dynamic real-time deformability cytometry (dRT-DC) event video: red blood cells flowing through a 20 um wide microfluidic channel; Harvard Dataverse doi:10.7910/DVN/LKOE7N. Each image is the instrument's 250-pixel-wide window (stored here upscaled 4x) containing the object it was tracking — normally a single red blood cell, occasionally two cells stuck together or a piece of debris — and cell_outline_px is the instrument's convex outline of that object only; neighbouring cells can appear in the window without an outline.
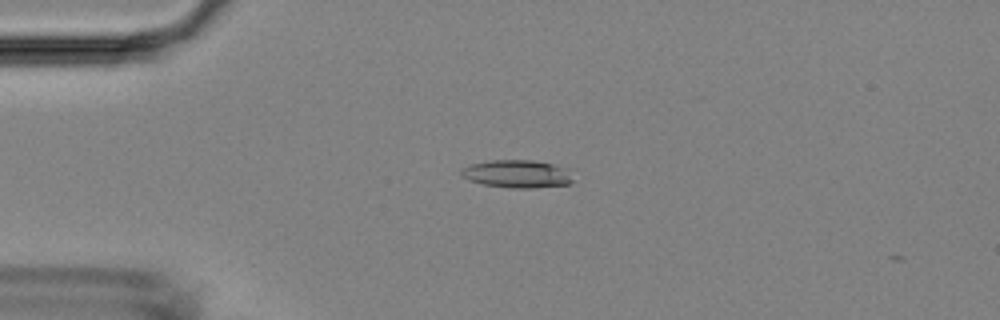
{"species": "Egyptian fruit bat (a non-hibernating species)", "species_latin": "Rousettus aegyptiacus", "temperature_condition": "room temperature", "stored_images_in_passage": 7, "camera_frame_rate_fps": 3000, "um_per_image_px": 0.085, "animal": {"sex": "female"}, "frame": {"image": 1, "passage_image": 4, "time_ms": 3.333, "image_size_px": [1000, 320], "cell_outline_px": [[572, 180], [568, 184], [532, 188], [508, 188], [484, 184], [468, 180], [460, 176], [460, 168], [472, 164], [492, 160], [532, 160], [572, 168]], "centroid_in_image_um": [43.97, 14.78], "position_along_channel_um": 41.0, "area_um2": 18.38}}